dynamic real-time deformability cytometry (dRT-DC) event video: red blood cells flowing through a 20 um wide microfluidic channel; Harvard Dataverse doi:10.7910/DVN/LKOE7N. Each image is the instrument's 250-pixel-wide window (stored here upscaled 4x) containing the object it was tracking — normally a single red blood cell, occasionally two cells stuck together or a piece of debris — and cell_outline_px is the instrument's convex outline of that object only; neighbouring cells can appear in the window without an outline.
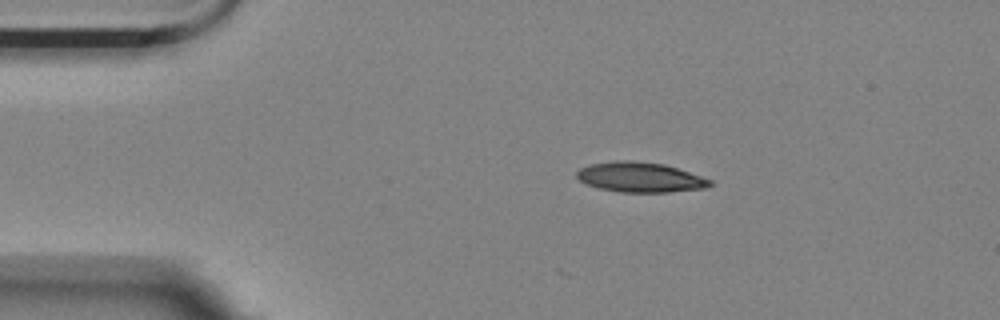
{"species": "Egyptian fruit bat (a non-hibernating species)", "species_latin": "Rousettus aegyptiacus", "temperature_condition": "room temperature", "stored_images_in_passage": 47, "camera_frame_rate_fps": 3000, "um_per_image_px": 0.085, "animal": {"sex": "female"}, "frame": {"image": 1, "passage_image": 1, "time_ms": 0.0, "image_size_px": [1000, 320], "cell_outline_px": [[716, 184], [708, 188], [668, 192], [620, 192], [600, 188], [584, 184], [576, 176], [576, 172], [580, 168], [592, 164], [620, 160], [632, 160], [664, 164], [712, 180]], "centroid_in_image_um": [54.44, 15.07], "position_along_channel_um": 30.6, "area_um2": 23.29}}
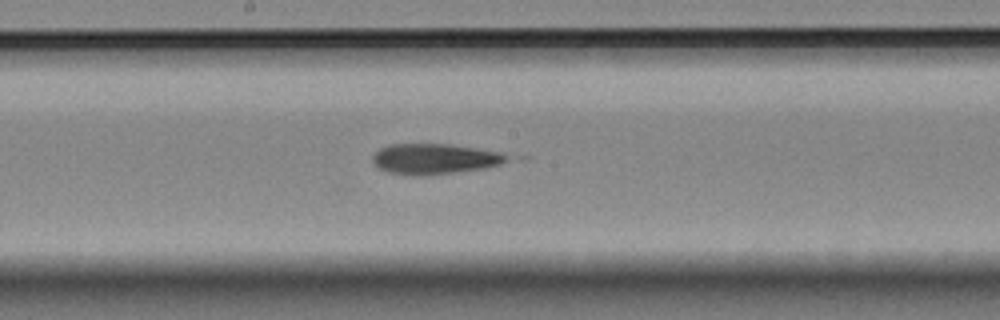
{"frame": {"image": 2, "passage_image": 20, "time_ms": 6.333, "image_size_px": [1000, 320], "cell_outline_px": [[508, 160], [500, 164], [484, 168], [428, 176], [412, 176], [388, 172], [372, 164], [372, 156], [380, 148], [388, 144], [448, 144], [500, 152], [508, 156]], "centroid_in_image_um": [36.88, 13.52], "position_along_channel_um": 211.3, "area_um2": 23.93}}
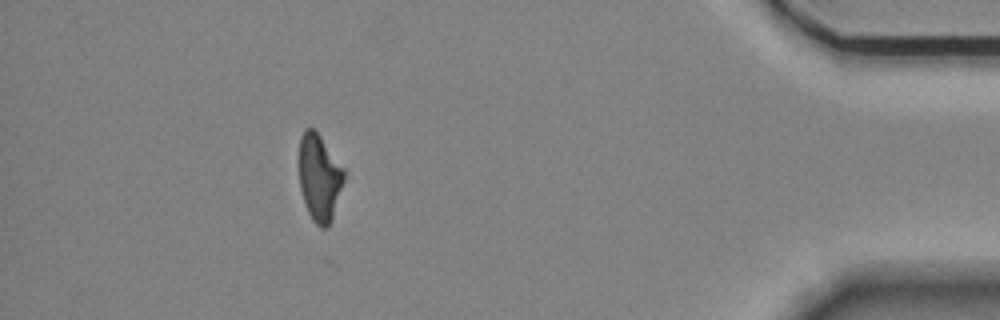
{"frame": {"image": 3, "passage_image": 41, "time_ms": 13.333, "image_size_px": [1000, 320], "cell_outline_px": [[344, 180], [332, 220], [328, 228], [320, 228], [312, 220], [308, 212], [300, 188], [300, 136], [304, 128], [312, 128], [320, 136], [344, 168]], "centroid_in_image_um": [27.16, 15.12], "position_along_channel_um": 408.0, "area_um2": 22.54}}